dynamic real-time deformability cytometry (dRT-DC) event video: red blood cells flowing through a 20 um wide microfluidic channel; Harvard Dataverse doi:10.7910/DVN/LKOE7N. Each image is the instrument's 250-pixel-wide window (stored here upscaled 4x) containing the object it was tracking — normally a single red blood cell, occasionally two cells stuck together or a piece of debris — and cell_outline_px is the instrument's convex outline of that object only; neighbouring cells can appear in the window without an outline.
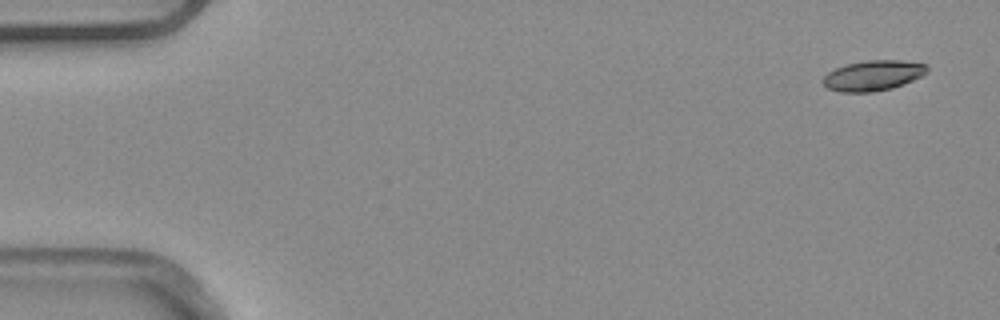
{"species": "common noctule bat (a hibernating species)", "species_latin": "Nyctalus noctula", "temperature_condition": "warm", "stored_images_in_passage": 6, "camera_frame_rate_fps": 3000, "um_per_image_px": 0.085, "animal": {"sex": "male", "body_mass_g": 20.4}, "frame": {"image": 1, "passage_image": 1, "time_ms": 0.0, "image_size_px": [1000, 320], "cell_outline_px": [[928, 72], [912, 80], [892, 88], [872, 92], [840, 92], [828, 88], [820, 80], [828, 72], [836, 68], [848, 64], [864, 60], [900, 60], [924, 64], [928, 68]], "centroid_in_image_um": [74.18, 6.42], "position_along_channel_um": 10.8, "area_um2": 18.26}}
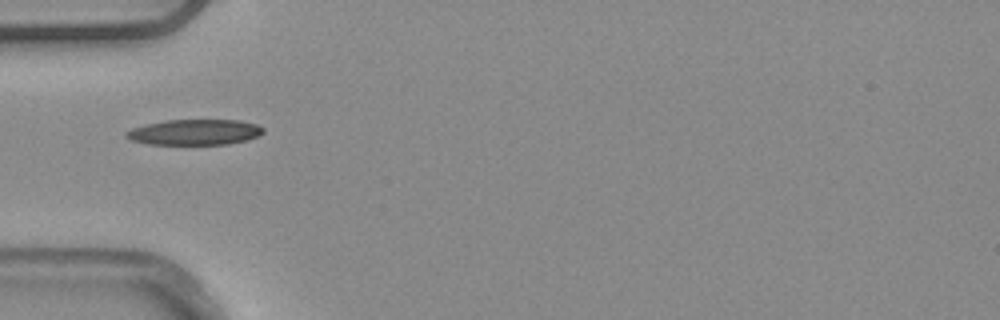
{"frame": {"image": 2, "passage_image": 4, "time_ms": 1.0, "image_size_px": [1000, 320], "cell_outline_px": [[264, 132], [260, 136], [248, 140], [228, 144], [148, 144], [132, 140], [124, 136], [124, 132], [132, 128], [144, 124], [164, 120], [240, 120], [256, 124], [264, 128]], "centroid_in_image_um": [16.55, 11.23], "position_along_channel_um": 68.4, "area_um2": 20.63}}